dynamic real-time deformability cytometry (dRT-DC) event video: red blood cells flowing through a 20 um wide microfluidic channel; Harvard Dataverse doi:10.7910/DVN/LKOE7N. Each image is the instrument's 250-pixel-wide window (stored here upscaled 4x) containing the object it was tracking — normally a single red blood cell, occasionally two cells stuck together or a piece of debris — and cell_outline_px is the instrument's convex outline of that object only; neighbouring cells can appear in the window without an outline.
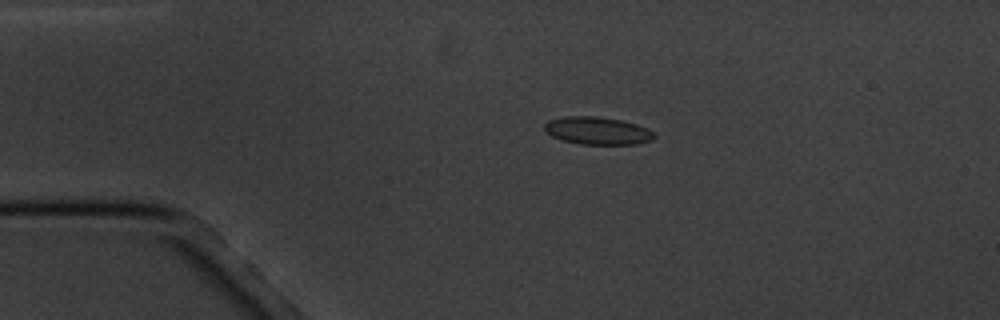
{"species": "common noctule bat (a hibernating species)", "species_latin": "Nyctalus noctula", "temperature_condition": "cold", "stored_images_in_passage": 6, "camera_frame_rate_fps": 3000, "um_per_image_px": 0.085, "animal": {"sex": "male", "body_mass_g": 20.1, "forearm_length_mm": 53.5}, "frame": {"image": 1, "passage_image": 4, "time_ms": 3.333, "image_size_px": [1000, 320], "cell_outline_px": [[656, 136], [652, 140], [636, 144], [580, 144], [560, 140], [552, 136], [544, 128], [544, 124], [548, 120], [564, 116], [596, 116], [620, 120], [636, 124], [652, 132]], "centroid_in_image_um": [50.74, 11.11], "position_along_channel_um": 34.3, "area_um2": 17.57}}
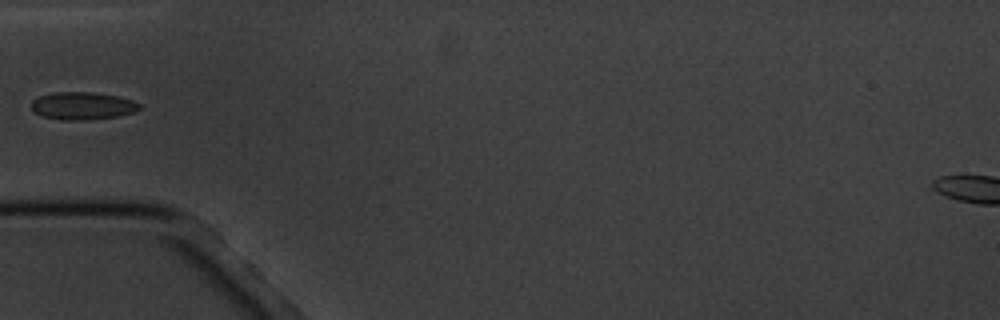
{"frame": {"image": 2, "passage_image": 6, "time_ms": 5.667, "image_size_px": [1000, 320], "cell_outline_px": [[140, 108], [136, 112], [116, 116], [84, 120], [60, 120], [44, 116], [36, 112], [32, 108], [32, 100], [40, 96], [56, 92], [92, 92], [116, 96], [132, 100], [140, 104]], "centroid_in_image_um": [7.03, 8.99], "position_along_channel_um": 78.0, "area_um2": 17.17}}